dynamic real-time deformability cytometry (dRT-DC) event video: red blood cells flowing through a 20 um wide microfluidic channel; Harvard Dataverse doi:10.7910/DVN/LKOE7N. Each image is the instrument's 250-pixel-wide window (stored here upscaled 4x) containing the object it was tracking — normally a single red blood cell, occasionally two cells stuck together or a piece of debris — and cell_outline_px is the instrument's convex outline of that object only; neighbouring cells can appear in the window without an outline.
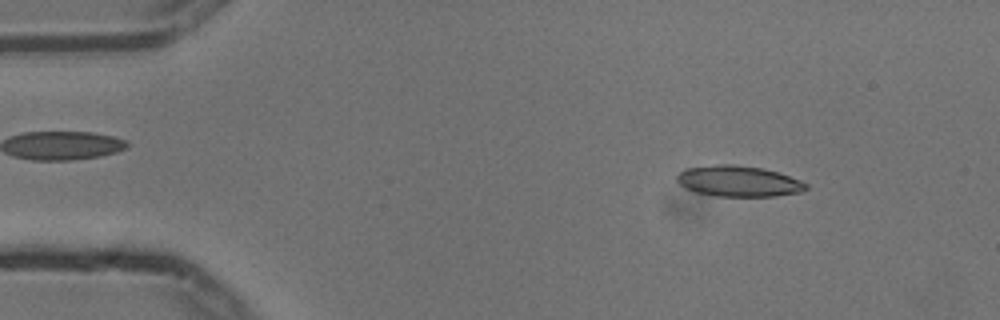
{"species": "common noctule bat (a hibernating species)", "species_latin": "Nyctalus noctula", "temperature_condition": "cold", "stored_images_in_passage": 24, "camera_frame_rate_fps": 3000, "um_per_image_px": 0.085, "animal": {"sex": "male", "body_mass_g": 13.3}, "frame": {"image": 1, "passage_image": 6, "time_ms": 1.667, "image_size_px": [1000, 320], "cell_outline_px": [[808, 188], [800, 192], [776, 196], [716, 196], [696, 192], [684, 188], [676, 180], [676, 176], [684, 168], [716, 164], [736, 164], [760, 168], [780, 172], [800, 180], [808, 184]], "centroid_in_image_um": [62.76, 15.39], "position_along_channel_um": 22.2, "area_um2": 23.41}}
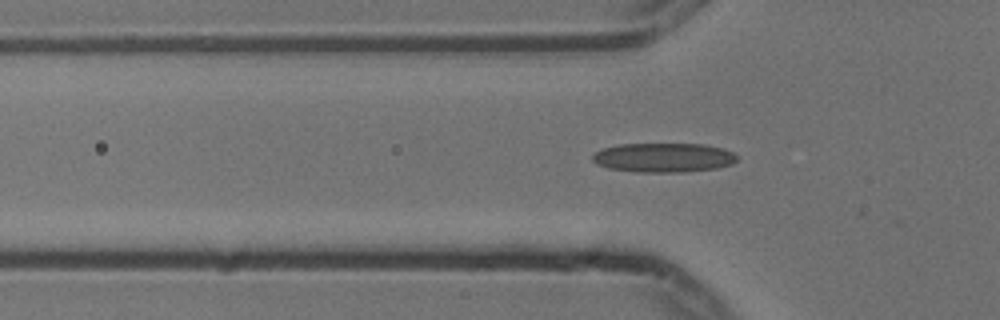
{"frame": {"image": 2, "passage_image": 16, "time_ms": 5.0, "image_size_px": [1000, 320], "cell_outline_px": [[736, 160], [732, 164], [716, 168], [680, 172], [636, 172], [608, 168], [596, 164], [592, 160], [592, 156], [596, 152], [604, 148], [620, 144], [704, 144], [724, 148], [732, 152], [736, 156]], "centroid_in_image_um": [56.39, 13.39], "position_along_channel_um": 69.4, "area_um2": 24.62}}
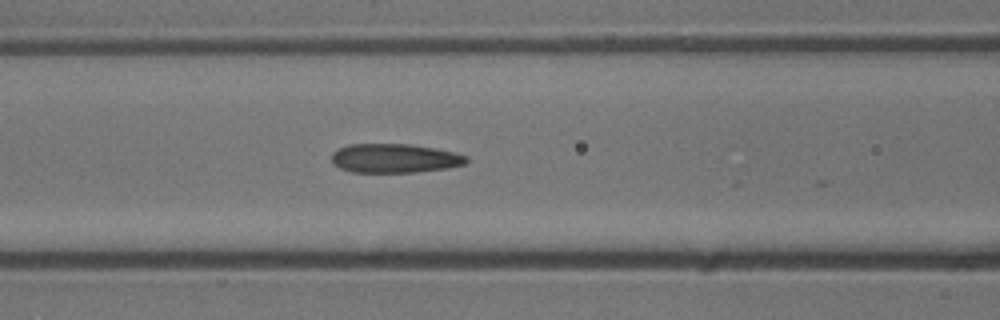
{"frame": {"image": 3, "passage_image": 21, "time_ms": 6.667, "image_size_px": [1000, 320], "cell_outline_px": [[468, 160], [464, 164], [444, 168], [416, 172], [352, 172], [340, 168], [332, 164], [332, 152], [348, 144], [412, 144], [452, 152], [468, 156]], "centroid_in_image_um": [33.5, 13.45], "position_along_channel_um": 133.1, "area_um2": 22.66}}